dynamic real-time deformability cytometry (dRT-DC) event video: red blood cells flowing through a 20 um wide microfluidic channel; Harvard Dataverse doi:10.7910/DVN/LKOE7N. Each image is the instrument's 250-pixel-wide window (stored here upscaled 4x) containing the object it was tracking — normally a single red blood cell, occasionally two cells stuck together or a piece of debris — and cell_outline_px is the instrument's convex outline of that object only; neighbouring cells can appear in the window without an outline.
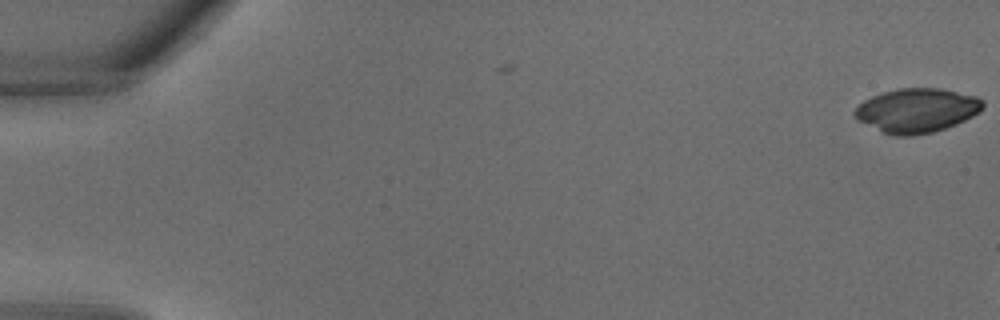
{"species": "common noctule bat (a hibernating species)", "species_latin": "Nyctalus noctula", "temperature_condition": "warm", "stored_images_in_passage": 2, "camera_frame_rate_fps": 3000, "um_per_image_px": 0.085, "animal": {"sex": "male", "body_mass_g": 18.8}, "frame": {"image": 1, "passage_image": 2, "time_ms": 0.333, "image_size_px": [1000, 320], "cell_outline_px": [[984, 108], [980, 112], [956, 124], [932, 132], [912, 136], [892, 136], [856, 120], [852, 116], [852, 112], [864, 100], [872, 96], [896, 88], [940, 88], [976, 96], [984, 100]], "centroid_in_image_um": [77.91, 9.38], "position_along_channel_um": 7.1, "area_um2": 33.18}}